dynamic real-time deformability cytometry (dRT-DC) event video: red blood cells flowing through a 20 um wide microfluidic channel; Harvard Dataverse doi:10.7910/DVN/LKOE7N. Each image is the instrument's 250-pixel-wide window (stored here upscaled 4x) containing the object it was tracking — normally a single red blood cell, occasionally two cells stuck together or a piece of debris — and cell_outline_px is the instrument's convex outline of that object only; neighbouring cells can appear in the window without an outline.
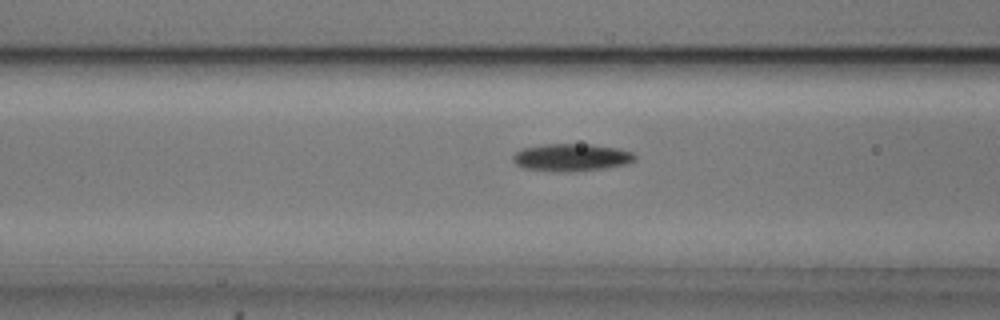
{"species": "common noctule bat (a hibernating species)", "species_latin": "Nyctalus noctula", "temperature_condition": "cold", "stored_images_in_passage": 15, "camera_frame_rate_fps": 3000, "um_per_image_px": 0.085, "animal": {"sex": "male", "body_mass_g": 20.5, "forearm_length_mm": 52.5}, "frame": {"image": 1, "passage_image": 6, "time_ms": 1.667, "image_size_px": [1000, 320], "cell_outline_px": [[636, 160], [628, 164], [604, 168], [564, 172], [560, 172], [524, 168], [516, 164], [512, 160], [512, 156], [516, 152], [524, 148], [544, 144], [592, 144], [616, 148], [632, 152], [636, 156]], "centroid_in_image_um": [48.58, 13.38], "position_along_channel_um": 118.0, "area_um2": 19.48}}
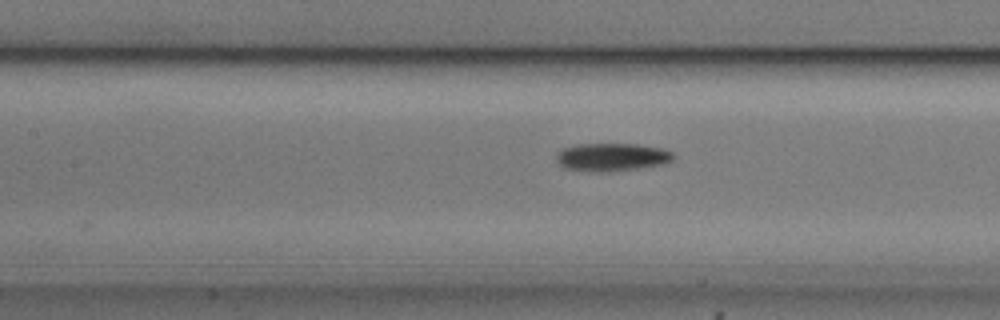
{"frame": {"image": 2, "passage_image": 9, "time_ms": 2.667, "image_size_px": [1000, 320], "cell_outline_px": [[676, 156], [672, 160], [660, 164], [636, 168], [600, 172], [564, 168], [556, 160], [556, 152], [564, 148], [576, 144], [636, 144], [660, 148], [672, 152]], "centroid_in_image_um": [51.97, 13.34], "position_along_channel_um": 155.4, "area_um2": 18.79}}
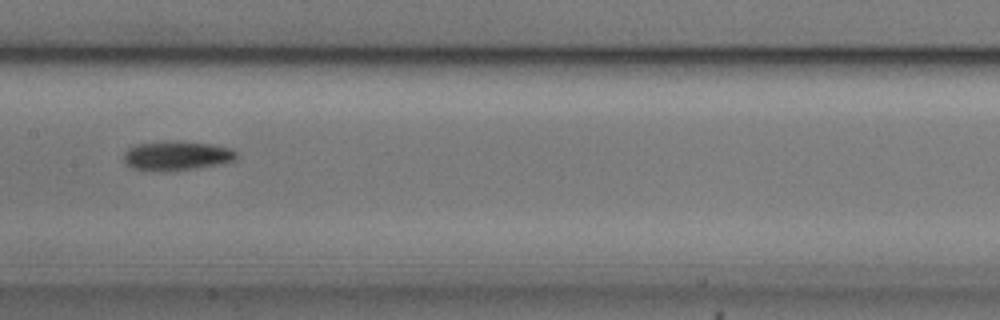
{"frame": {"image": 3, "passage_image": 12, "time_ms": 3.667, "image_size_px": [1000, 320], "cell_outline_px": [[240, 156], [236, 160], [224, 164], [172, 172], [152, 172], [132, 168], [124, 160], [124, 152], [128, 148], [136, 144], [164, 140], [180, 140], [212, 144], [232, 148]], "centroid_in_image_um": [15.06, 13.24], "position_along_channel_um": 192.3, "area_um2": 20.23}}